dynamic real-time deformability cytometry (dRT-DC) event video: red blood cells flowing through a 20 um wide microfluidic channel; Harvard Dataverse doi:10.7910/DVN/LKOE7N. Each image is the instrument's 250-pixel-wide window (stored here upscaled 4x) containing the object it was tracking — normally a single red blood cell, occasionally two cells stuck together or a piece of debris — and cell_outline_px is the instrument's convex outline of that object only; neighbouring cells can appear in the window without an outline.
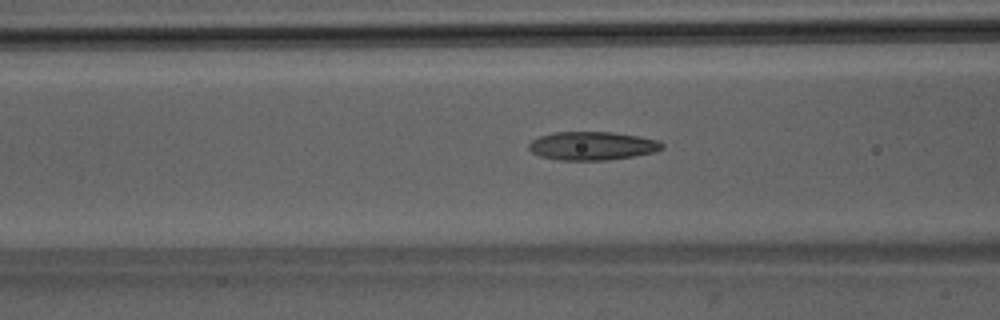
{"species": "Egyptian fruit bat (a non-hibernating species)", "species_latin": "Rousettus aegyptiacus", "temperature_condition": "room temperature", "stored_images_in_passage": 48, "segment_of_instrument_passage": [1, 2], "camera_frame_rate_fps": 3000, "um_per_image_px": 0.085, "animal": {"sex": "male"}, "frame": {"image": 1, "passage_image": 21, "time_ms": 6.667, "image_size_px": [1000, 320], "cell_outline_px": [[664, 148], [656, 152], [608, 160], [560, 160], [540, 156], [532, 152], [528, 148], [528, 144], [532, 140], [540, 136], [552, 132], [612, 132], [640, 136], [656, 140], [664, 144]], "centroid_in_image_um": [50.34, 12.39], "position_along_channel_um": 116.3, "area_um2": 22.14}}
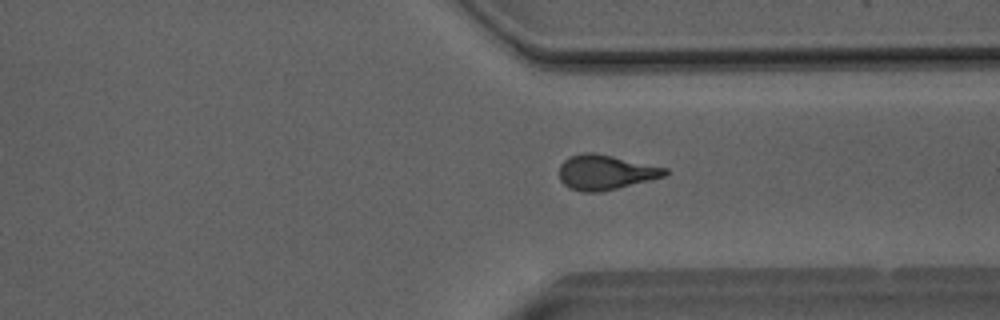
{"frame": {"image": 2, "passage_image": 39, "time_ms": 12.667, "image_size_px": [1000, 320], "cell_outline_px": [[668, 176], [600, 192], [580, 192], [568, 188], [560, 180], [560, 164], [568, 156], [584, 152], [596, 152], [668, 168]], "centroid_in_image_um": [51.47, 14.64], "position_along_channel_um": 359.9, "area_um2": 21.79}}
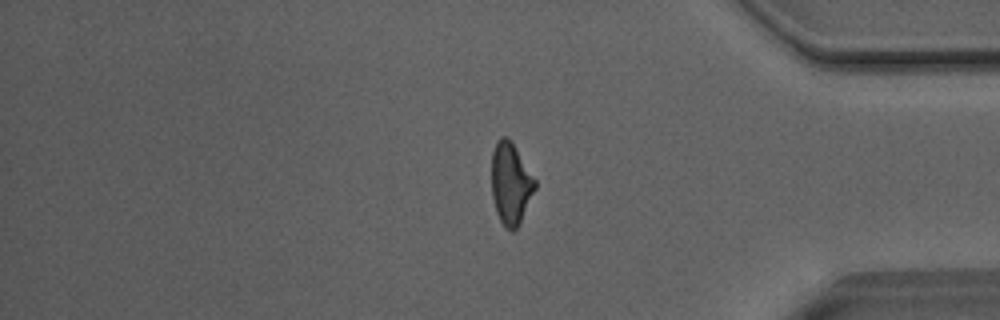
{"frame": {"image": 3, "passage_image": 43, "time_ms": 14.0, "image_size_px": [1000, 320], "cell_outline_px": [[536, 188], [520, 224], [512, 232], [500, 220], [496, 212], [492, 196], [492, 152], [496, 140], [500, 136], [508, 136], [512, 140], [536, 180]], "centroid_in_image_um": [43.41, 15.55], "position_along_channel_um": 391.8, "area_um2": 20.92}}